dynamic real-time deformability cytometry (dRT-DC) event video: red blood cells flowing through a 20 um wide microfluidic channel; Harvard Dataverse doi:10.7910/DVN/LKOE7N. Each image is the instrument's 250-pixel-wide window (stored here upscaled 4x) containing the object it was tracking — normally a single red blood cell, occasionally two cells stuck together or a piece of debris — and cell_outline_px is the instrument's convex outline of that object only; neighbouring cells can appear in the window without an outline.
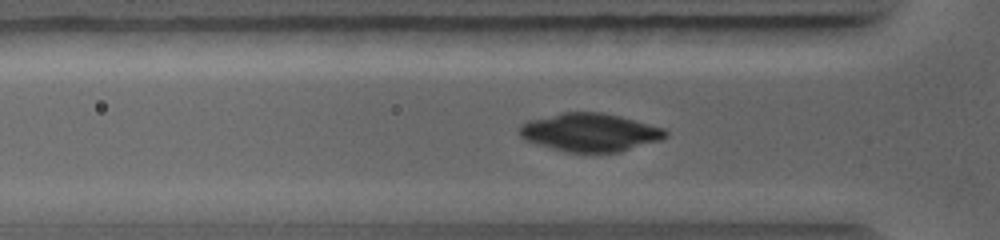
{"species": "common noctule bat (a hibernating species)", "species_latin": "Nyctalus noctula", "temperature_condition": "warm", "stored_images_in_passage": 18, "camera_frame_rate_fps": 5000, "um_per_image_px": 0.085, "animal": {"sex": "female", "body_mass_g": 19.0, "forearm_length_mm": 56.7}, "frame": {"image": 1, "passage_image": 11, "time_ms": 2.8, "image_size_px": [1000, 240], "cell_outline_px": [[668, 136], [660, 140], [620, 152], [564, 152], [524, 140], [520, 136], [516, 128], [520, 124], [528, 120], [560, 112], [600, 112], [620, 116], [664, 128], [668, 132]], "centroid_in_image_um": [50.1, 11.25], "position_along_channel_um": 75.7, "area_um2": 32.77}}
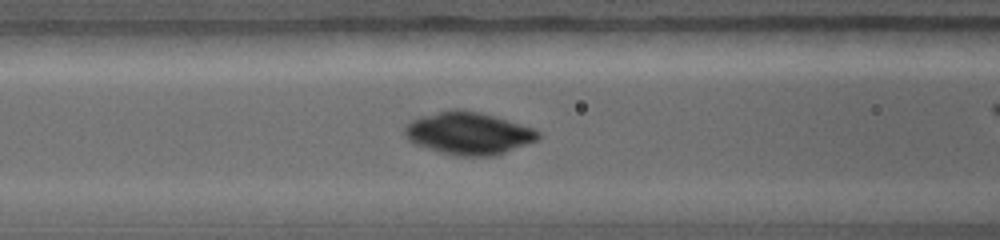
{"frame": {"image": 2, "passage_image": 13, "time_ms": 3.8, "image_size_px": [1000, 240], "cell_outline_px": [[540, 136], [536, 140], [496, 156], [456, 156], [440, 152], [412, 144], [404, 136], [404, 128], [412, 120], [420, 116], [452, 108], [460, 108], [492, 116], [520, 124], [532, 128], [540, 132]], "centroid_in_image_um": [39.76, 11.34], "position_along_channel_um": 126.8, "area_um2": 32.95}}
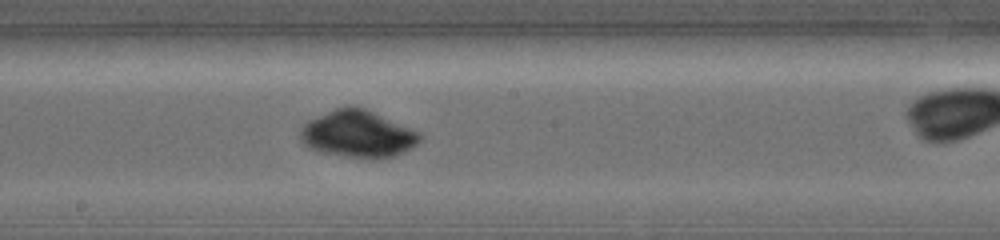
{"frame": {"image": 3, "passage_image": 16, "time_ms": 5.6, "image_size_px": [1000, 240], "cell_outline_px": [[424, 136], [412, 148], [396, 156], [372, 160], [368, 160], [320, 152], [308, 148], [300, 140], [300, 128], [308, 120], [336, 108], [364, 108], [420, 132]], "centroid_in_image_um": [30.42, 11.44], "position_along_channel_um": 217.8, "area_um2": 32.83}}